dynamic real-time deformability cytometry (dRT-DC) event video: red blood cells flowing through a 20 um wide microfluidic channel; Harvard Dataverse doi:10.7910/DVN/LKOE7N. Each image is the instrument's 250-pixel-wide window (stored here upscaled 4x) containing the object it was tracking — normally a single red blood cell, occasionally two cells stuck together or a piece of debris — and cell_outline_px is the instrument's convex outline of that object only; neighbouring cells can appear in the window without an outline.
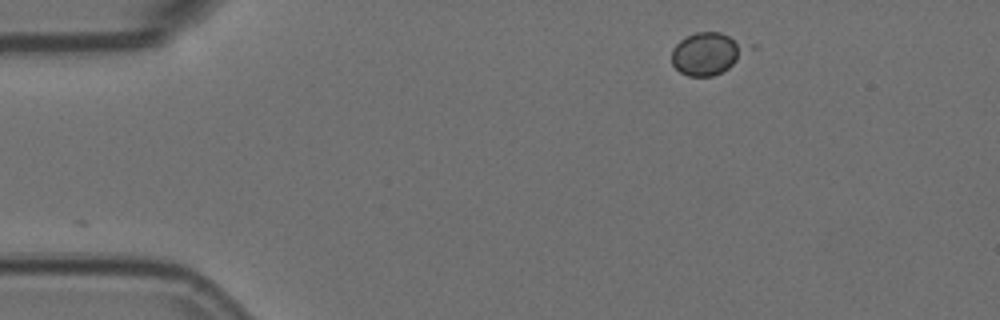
{"species": "Egyptian fruit bat (a non-hibernating species)", "species_latin": "Rousettus aegyptiacus", "temperature_condition": "room temperature", "stored_images_in_passage": 14, "camera_frame_rate_fps": 3000, "um_per_image_px": 0.085, "animal": {"sex": "female"}, "frame": {"image": 1, "passage_image": 1, "time_ms": 0.0, "image_size_px": [1000, 320], "cell_outline_px": [[744, 48], [736, 60], [728, 68], [712, 76], [688, 76], [680, 72], [672, 64], [672, 48], [680, 40], [696, 32], [720, 32], [728, 36], [740, 44]], "centroid_in_image_um": [59.95, 4.57], "position_along_channel_um": 25.1, "area_um2": 17.51}}
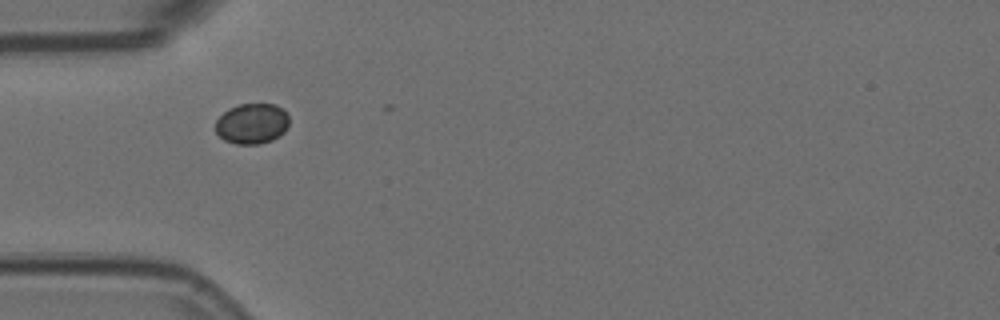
{"frame": {"image": 2, "passage_image": 10, "time_ms": 3.0, "image_size_px": [1000, 320], "cell_outline_px": [[288, 124], [284, 132], [280, 136], [272, 140], [260, 144], [236, 144], [224, 140], [216, 132], [216, 120], [228, 108], [240, 104], [276, 104], [288, 116]], "centroid_in_image_um": [21.41, 10.51], "position_along_channel_um": 63.6, "area_um2": 17.34}}
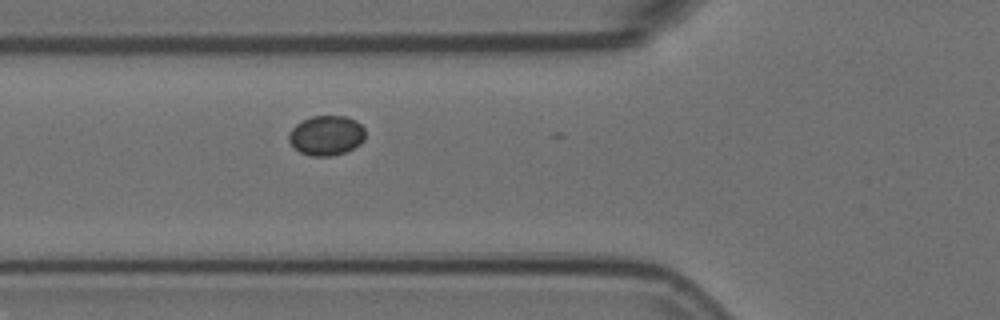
{"frame": {"image": 3, "passage_image": 13, "time_ms": 4.0, "image_size_px": [1000, 320], "cell_outline_px": [[364, 140], [360, 144], [344, 152], [332, 156], [308, 156], [300, 152], [288, 140], [288, 132], [296, 124], [312, 116], [344, 116], [356, 120], [364, 128]], "centroid_in_image_um": [27.73, 11.51], "position_along_channel_um": 98.1, "area_um2": 17.69}}